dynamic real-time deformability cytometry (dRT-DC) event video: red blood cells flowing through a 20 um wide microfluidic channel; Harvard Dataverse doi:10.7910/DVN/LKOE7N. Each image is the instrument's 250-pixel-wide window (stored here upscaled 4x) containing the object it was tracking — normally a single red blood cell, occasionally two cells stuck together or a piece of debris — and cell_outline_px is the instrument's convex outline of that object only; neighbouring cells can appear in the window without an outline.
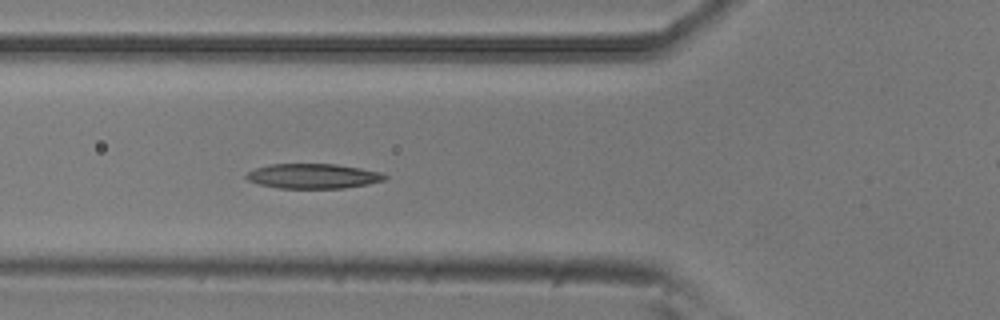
{"species": "common noctule bat (a hibernating species)", "species_latin": "Nyctalus noctula", "temperature_condition": "room temperature", "stored_images_in_passage": 5, "camera_frame_rate_fps": 3000, "um_per_image_px": 0.085, "animal": {"sex": "male", "body_mass_g": 20.5, "forearm_length_mm": 52.5}, "frame": {"image": 1, "passage_image": 4, "time_ms": 1.0, "image_size_px": [1000, 320], "cell_outline_px": [[388, 176], [384, 180], [368, 184], [344, 188], [280, 188], [260, 184], [248, 180], [244, 176], [248, 172], [256, 168], [268, 164], [336, 164], [360, 168], [380, 172]], "centroid_in_image_um": [26.61, 14.96], "position_along_channel_um": 99.2, "area_um2": 19.94}}